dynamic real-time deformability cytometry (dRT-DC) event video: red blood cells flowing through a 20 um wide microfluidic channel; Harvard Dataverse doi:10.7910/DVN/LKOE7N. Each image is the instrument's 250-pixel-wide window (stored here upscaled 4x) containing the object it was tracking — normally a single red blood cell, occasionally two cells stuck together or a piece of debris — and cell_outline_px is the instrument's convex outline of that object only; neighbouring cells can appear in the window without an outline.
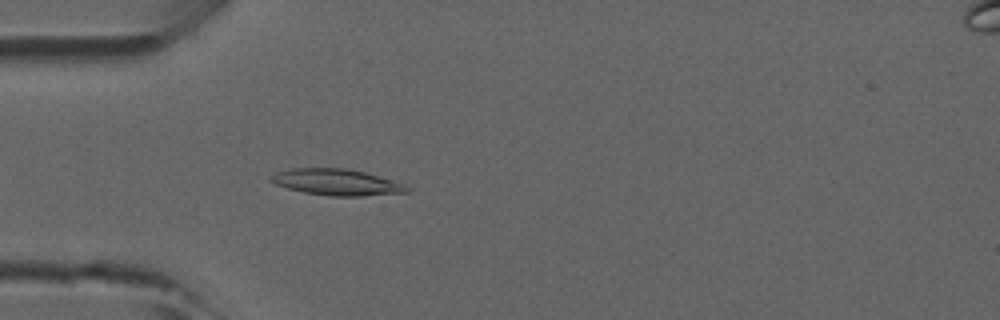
{"species": "common noctule bat (a hibernating species)", "species_latin": "Nyctalus noctula", "temperature_condition": "room temperature", "stored_images_in_passage": 48, "camera_frame_rate_fps": 3000, "um_per_image_px": 0.085, "animal": {"sex": "male", "forearm_length_mm": 52.5}, "frame": {"image": 1, "passage_image": 14, "time_ms": 4.333, "image_size_px": [1000, 320], "cell_outline_px": [[412, 188], [408, 192], [360, 196], [332, 196], [304, 192], [288, 188], [276, 184], [268, 180], [268, 176], [276, 172], [288, 168], [344, 168], [364, 172], [392, 180], [404, 184]], "centroid_in_image_um": [28.58, 15.48], "position_along_channel_um": 56.4, "area_um2": 20.81}}
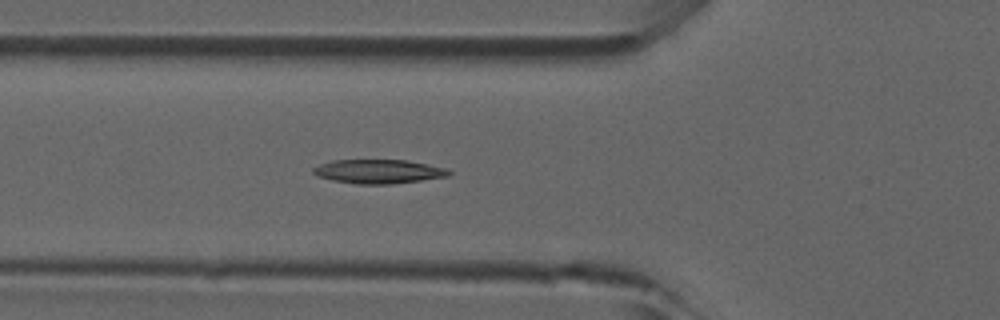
{"frame": {"image": 2, "passage_image": 17, "time_ms": 5.333, "image_size_px": [1000, 320], "cell_outline_px": [[452, 172], [448, 176], [420, 180], [388, 184], [356, 184], [332, 180], [316, 176], [312, 172], [312, 168], [320, 164], [332, 160], [408, 160], [448, 168]], "centroid_in_image_um": [32.16, 14.57], "position_along_channel_um": 93.6, "area_um2": 19.02}}
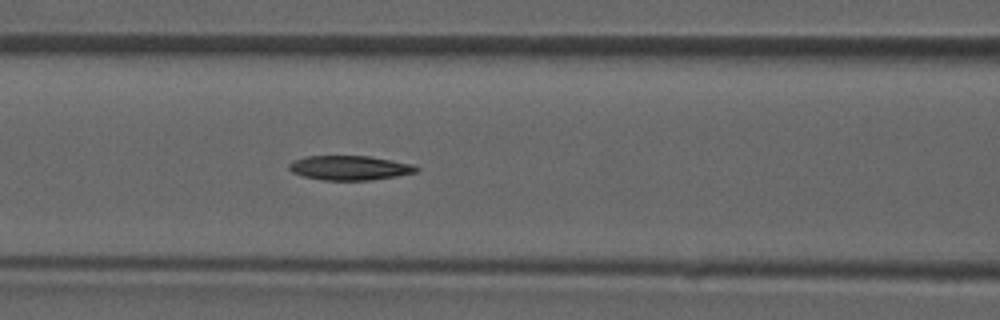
{"frame": {"image": 3, "passage_image": 20, "time_ms": 6.333, "image_size_px": [1000, 320], "cell_outline_px": [[420, 168], [416, 172], [396, 176], [372, 180], [324, 180], [304, 176], [292, 172], [288, 168], [288, 164], [292, 160], [304, 156], [368, 156], [392, 160], [412, 164]], "centroid_in_image_um": [29.7, 14.26], "position_along_channel_um": 136.9, "area_um2": 18.15}}